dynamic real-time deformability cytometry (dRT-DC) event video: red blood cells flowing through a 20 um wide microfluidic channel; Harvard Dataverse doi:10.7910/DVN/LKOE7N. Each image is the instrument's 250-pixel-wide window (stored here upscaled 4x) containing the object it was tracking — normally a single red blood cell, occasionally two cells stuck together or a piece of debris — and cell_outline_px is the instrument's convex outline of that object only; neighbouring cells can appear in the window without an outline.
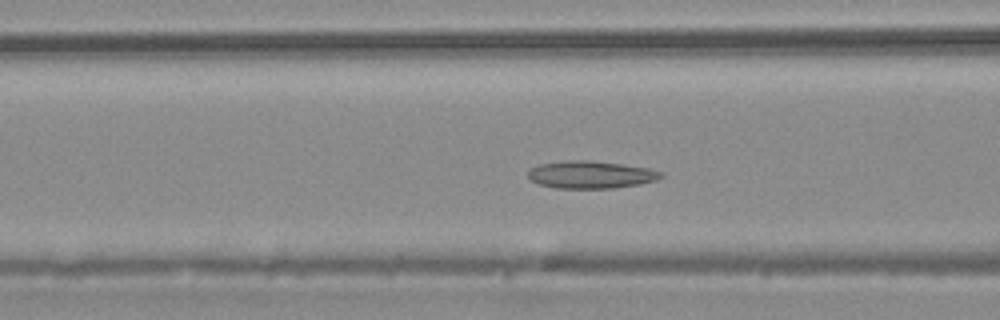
{"species": "common noctule bat (a hibernating species)", "species_latin": "Nyctalus noctula", "temperature_condition": "warm", "stored_images_in_passage": 43, "camera_frame_rate_fps": 3000, "um_per_image_px": 0.085, "animal": {"sex": "male", "body_mass_g": 20.4}, "frame": {"image": 1, "passage_image": 17, "time_ms": 5.333, "image_size_px": [1000, 320], "cell_outline_px": [[664, 176], [656, 180], [640, 184], [612, 188], [556, 188], [540, 184], [532, 180], [528, 176], [528, 172], [532, 168], [540, 164], [564, 160], [592, 160], [648, 168], [664, 172]], "centroid_in_image_um": [50.25, 14.84], "position_along_channel_um": 116.4, "area_um2": 21.21}}
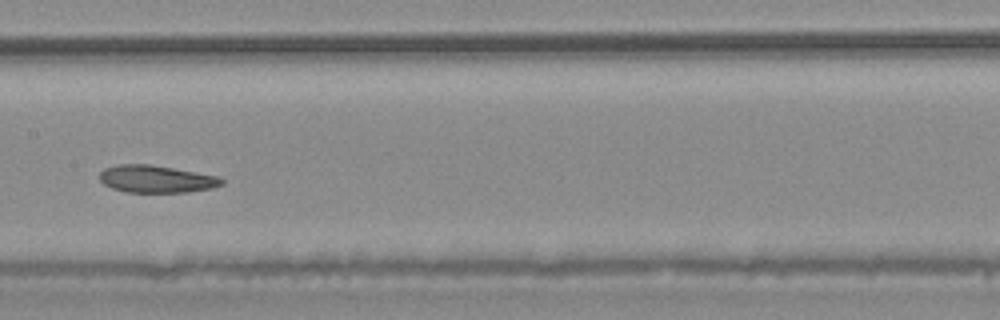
{"frame": {"image": 2, "passage_image": 22, "time_ms": 7.0, "image_size_px": [1000, 320], "cell_outline_px": [[224, 184], [212, 188], [188, 192], [124, 192], [112, 188], [104, 184], [100, 180], [100, 172], [104, 168], [116, 164], [148, 164], [220, 176], [224, 180]], "centroid_in_image_um": [13.29, 15.21], "position_along_channel_um": 194.1, "area_um2": 19.54}}
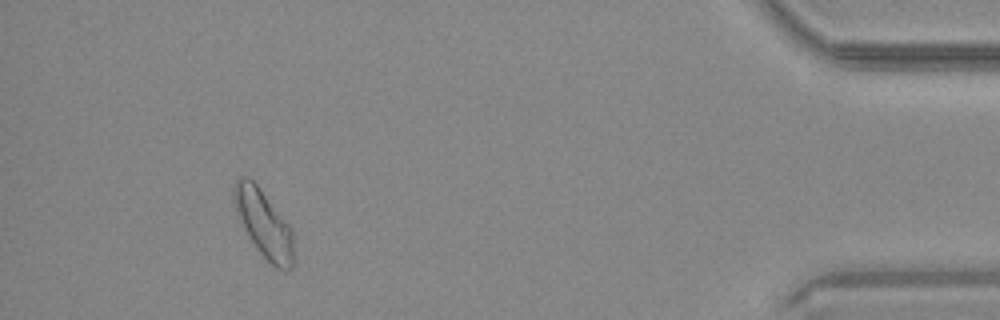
{"frame": {"image": 3, "passage_image": 40, "time_ms": 13.0, "image_size_px": [1000, 320], "cell_outline_px": [[296, 264], [288, 272], [284, 272], [276, 268], [260, 252], [252, 240], [232, 200], [232, 188], [236, 180], [240, 176], [248, 176], [256, 184], [292, 228], [296, 260]], "centroid_in_image_um": [22.5, 19.06], "position_along_channel_um": 412.7, "area_um2": 23.35}}